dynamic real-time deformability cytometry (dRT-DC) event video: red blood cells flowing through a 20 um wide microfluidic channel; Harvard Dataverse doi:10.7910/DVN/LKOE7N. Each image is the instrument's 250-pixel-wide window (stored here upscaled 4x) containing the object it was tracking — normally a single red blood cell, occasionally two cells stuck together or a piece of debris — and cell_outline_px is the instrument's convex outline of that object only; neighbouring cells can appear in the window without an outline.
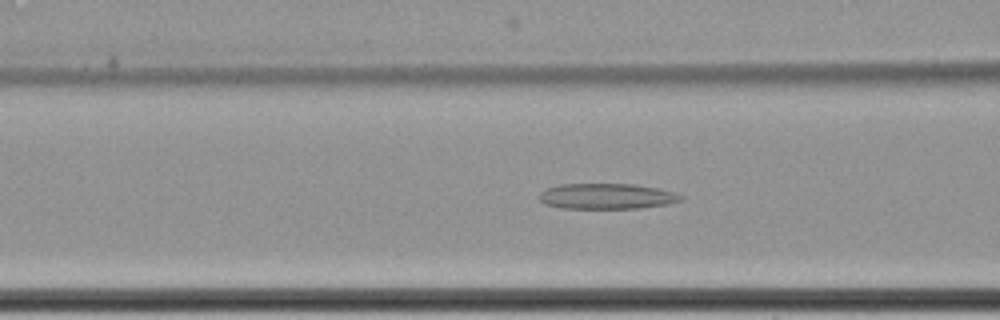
{"species": "common noctule bat (a hibernating species)", "species_latin": "Nyctalus noctula", "temperature_condition": "cold", "stored_images_in_passage": 32, "camera_frame_rate_fps": 3000, "um_per_image_px": 0.085, "animal": {"sex": "female", "body_mass_g": 22.7, "forearm_length_mm": 54.2}, "frame": {"image": 1, "passage_image": 17, "time_ms": 5.333, "image_size_px": [1000, 320], "cell_outline_px": [[684, 196], [680, 200], [668, 204], [640, 208], [560, 208], [544, 204], [540, 200], [540, 192], [548, 188], [560, 184], [636, 184], [656, 188], [672, 192]], "centroid_in_image_um": [51.55, 16.68], "position_along_channel_um": 115.0, "area_um2": 20.98}}